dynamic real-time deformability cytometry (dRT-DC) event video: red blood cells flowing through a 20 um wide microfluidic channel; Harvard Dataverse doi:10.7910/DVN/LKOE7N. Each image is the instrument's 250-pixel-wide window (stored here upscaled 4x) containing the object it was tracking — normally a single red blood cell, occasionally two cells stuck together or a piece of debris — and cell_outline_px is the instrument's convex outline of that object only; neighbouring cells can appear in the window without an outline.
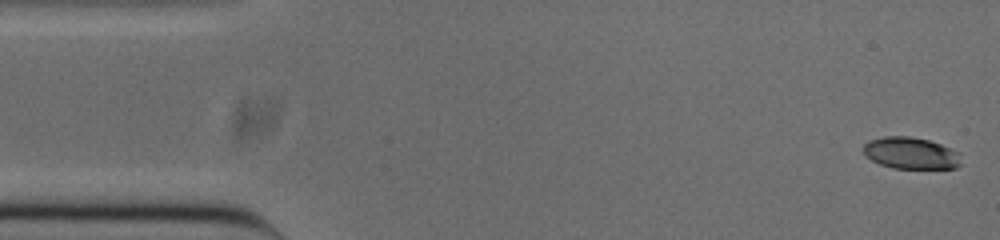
{"species": "common noctule bat (a hibernating species)", "species_latin": "Nyctalus noctula", "temperature_condition": "cold", "stored_images_in_passage": 52, "camera_frame_rate_fps": 3000, "um_per_image_px": 0.085, "animal": {"sex": "male", "body_mass_g": 20.0, "forearm_length_mm": 53.3}, "frame": {"image": 1, "passage_image": 1, "time_ms": 0.0, "image_size_px": [1000, 240], "cell_outline_px": [[960, 164], [956, 168], [892, 168], [880, 164], [864, 156], [864, 144], [868, 140], [884, 136], [908, 136], [928, 140], [940, 144], [960, 152]], "centroid_in_image_um": [77.4, 13.01], "position_along_channel_um": 7.6, "area_um2": 18.09}}
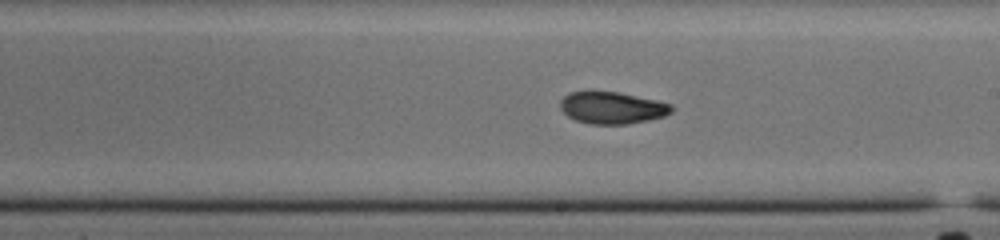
{"frame": {"image": 2, "passage_image": 28, "time_ms": 9.0, "image_size_px": [1000, 240], "cell_outline_px": [[672, 112], [664, 116], [648, 120], [628, 124], [588, 124], [576, 120], [568, 116], [560, 108], [560, 100], [568, 92], [616, 92], [656, 100], [672, 104]], "centroid_in_image_um": [52.02, 9.17], "position_along_channel_um": 237.0, "area_um2": 20.58}}
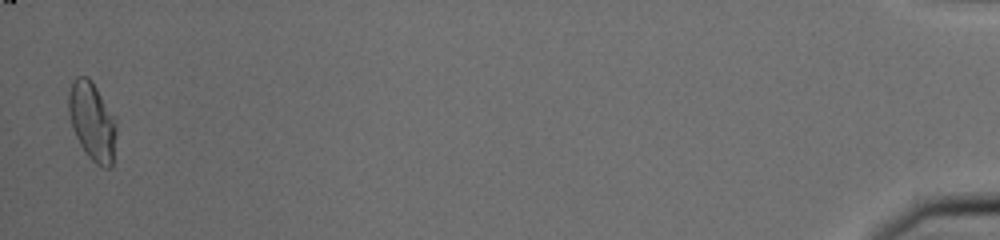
{"frame": {"image": 3, "passage_image": 51, "time_ms": 16.667, "image_size_px": [1000, 240], "cell_outline_px": [[116, 132], [112, 168], [104, 168], [96, 164], [88, 156], [80, 144], [72, 128], [68, 112], [68, 92], [72, 80], [76, 76], [88, 76], [96, 88], [116, 120]], "centroid_in_image_um": [7.82, 10.32], "position_along_channel_um": 427.4, "area_um2": 21.79}, "authors_computed_cell_mechanics": {"area_um2": 20.6635, "velocity_mm_per_s": 3.8517, "shape_relaxation_time_tau1_ms": 11.163, "shape_relaxation_time_tau2_ms": 2.8368, "deformation_change_tau1": 0.2548, "deformation_change_tau2": 0.083}}